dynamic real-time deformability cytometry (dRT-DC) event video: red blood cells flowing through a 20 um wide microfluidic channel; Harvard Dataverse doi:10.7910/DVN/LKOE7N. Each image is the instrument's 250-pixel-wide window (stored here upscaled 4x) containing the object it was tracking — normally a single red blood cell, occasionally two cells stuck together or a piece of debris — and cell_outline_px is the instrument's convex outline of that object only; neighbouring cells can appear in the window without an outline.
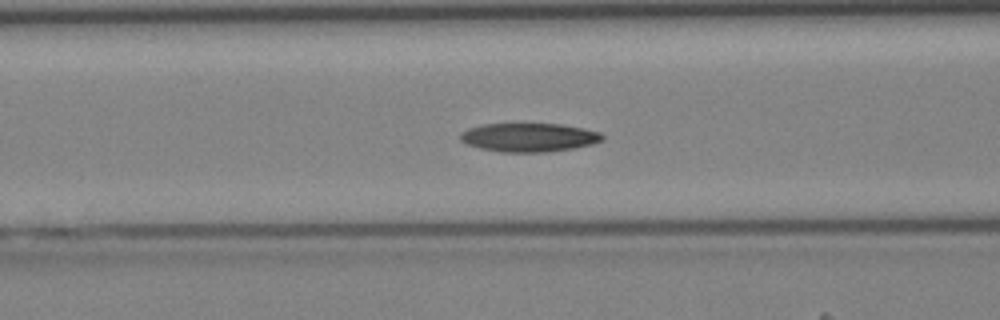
{"species": "Egyptian fruit bat (a non-hibernating species)", "species_latin": "Rousettus aegyptiacus", "temperature_condition": "cold", "stored_images_in_passage": 42, "camera_frame_rate_fps": 3000, "um_per_image_px": 0.085, "animal": {"sex": "female"}, "frame": {"image": 1, "passage_image": 16, "time_ms": 5.0, "image_size_px": [1000, 320], "cell_outline_px": [[604, 140], [592, 144], [572, 148], [544, 152], [500, 152], [480, 148], [464, 144], [460, 140], [460, 132], [468, 128], [484, 124], [564, 124], [584, 128], [600, 132], [604, 136]], "centroid_in_image_um": [44.95, 11.67], "position_along_channel_um": 121.7, "area_um2": 23.87}}
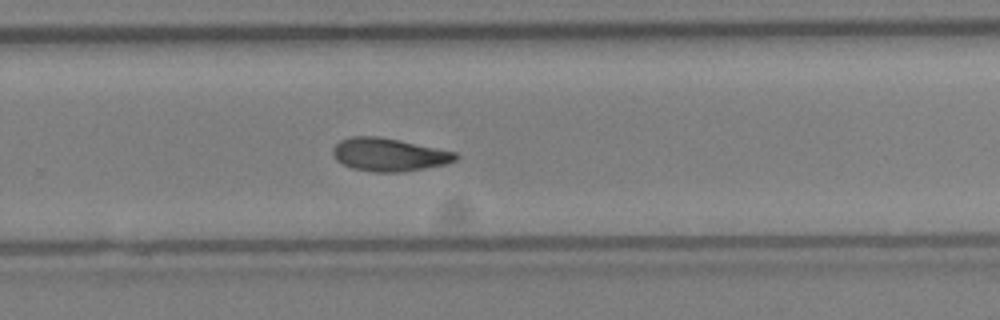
{"frame": {"image": 2, "passage_image": 27, "time_ms": 8.667, "image_size_px": [1000, 320], "cell_outline_px": [[460, 156], [456, 160], [444, 164], [424, 168], [400, 172], [372, 172], [352, 168], [336, 160], [332, 156], [332, 148], [340, 140], [352, 136], [376, 136], [456, 152]], "centroid_in_image_um": [33.02, 13.15], "position_along_channel_um": 296.8, "area_um2": 23.41}}
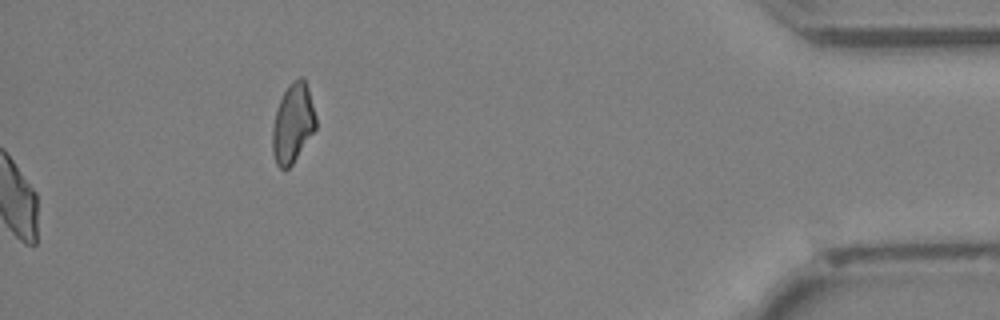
{"frame": {"image": 3, "passage_image": 42, "time_ms": 13.667, "image_size_px": [1000, 320], "cell_outline_px": [[316, 128], [292, 164], [288, 168], [280, 168], [276, 164], [272, 152], [272, 128], [276, 112], [280, 100], [288, 84], [292, 80], [300, 76], [304, 76], [308, 88], [316, 116]], "centroid_in_image_um": [24.89, 10.45], "position_along_channel_um": 410.3, "area_um2": 20.0}}